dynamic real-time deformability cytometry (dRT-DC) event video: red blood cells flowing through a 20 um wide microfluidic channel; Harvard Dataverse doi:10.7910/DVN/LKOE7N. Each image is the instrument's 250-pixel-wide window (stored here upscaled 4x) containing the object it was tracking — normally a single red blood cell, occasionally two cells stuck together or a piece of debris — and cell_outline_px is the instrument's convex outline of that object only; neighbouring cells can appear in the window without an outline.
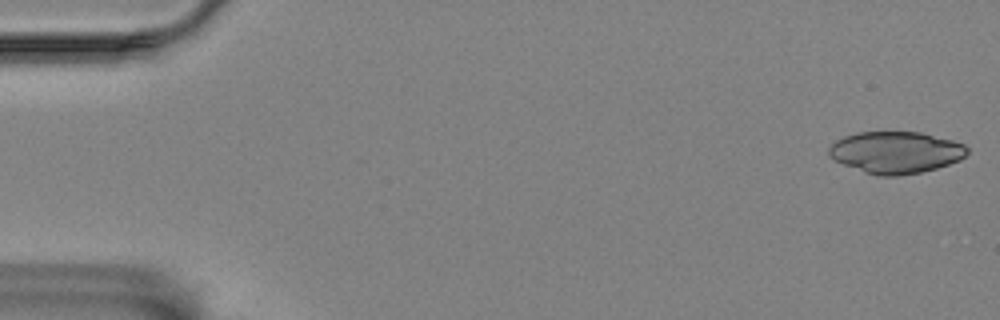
{"species": "Egyptian fruit bat (a non-hibernating species)", "species_latin": "Rousettus aegyptiacus", "temperature_condition": "room temperature", "stored_images_in_passage": 28, "camera_frame_rate_fps": 3000, "um_per_image_px": 0.085, "animal": {"sex": "female"}, "frame": {"image": 1, "passage_image": 1, "time_ms": 0.0, "image_size_px": [1000, 320], "cell_outline_px": [[968, 152], [960, 160], [936, 168], [920, 172], [896, 176], [876, 176], [864, 172], [844, 164], [828, 156], [828, 148], [836, 140], [844, 136], [856, 132], [920, 132], [952, 140], [964, 144], [968, 148]], "centroid_in_image_um": [76.13, 12.95], "position_along_channel_um": 8.9, "area_um2": 33.64}}
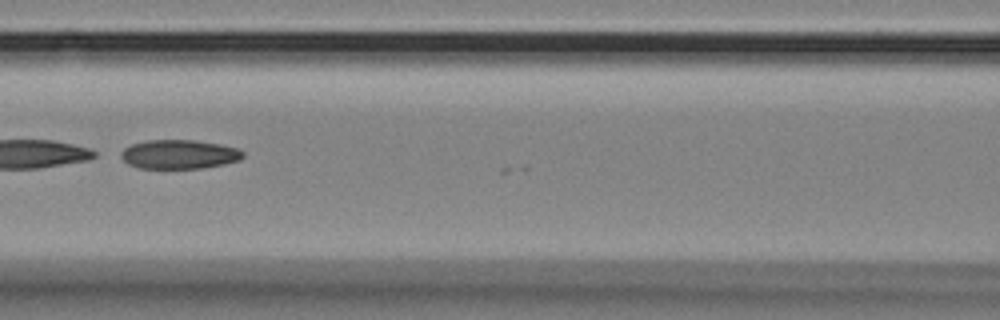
{"frame": {"image": 2, "passage_image": 25, "time_ms": 8.0, "image_size_px": [1000, 320], "cell_outline_px": [[244, 156], [240, 160], [224, 164], [200, 168], [140, 168], [128, 164], [120, 156], [120, 152], [124, 148], [132, 144], [148, 140], [196, 140], [220, 144], [236, 148], [244, 152]], "centroid_in_image_um": [15.23, 13.11], "position_along_channel_um": 151.4, "area_um2": 20.63}}